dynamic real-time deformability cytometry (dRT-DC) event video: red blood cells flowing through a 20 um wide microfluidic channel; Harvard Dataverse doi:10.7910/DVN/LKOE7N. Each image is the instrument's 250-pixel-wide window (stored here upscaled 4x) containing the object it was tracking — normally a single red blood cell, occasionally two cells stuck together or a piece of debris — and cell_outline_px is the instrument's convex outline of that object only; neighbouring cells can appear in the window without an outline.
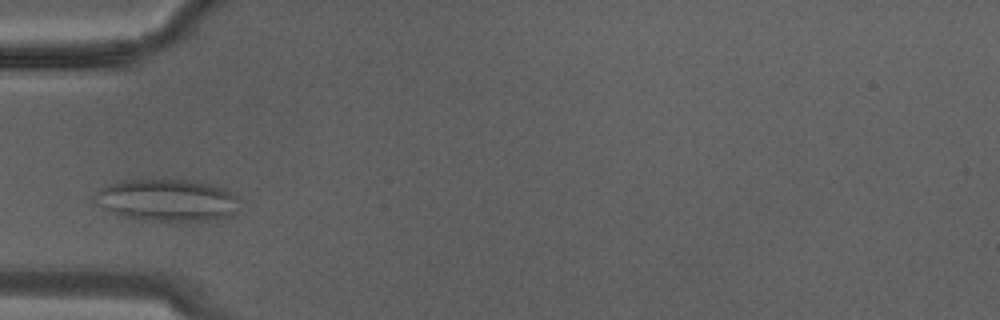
{"species": "Egyptian fruit bat (a non-hibernating species)", "species_latin": "Rousettus aegyptiacus", "temperature_condition": "warm", "stored_images_in_passage": 9, "camera_frame_rate_fps": 3000, "um_per_image_px": 0.085, "animal": {"sex": "male"}, "frame": {"image": 1, "passage_image": 4, "time_ms": 1.0, "image_size_px": [1000, 320], "cell_outline_px": [[240, 212], [224, 220], [144, 220], [120, 216], [112, 212], [92, 200], [92, 196], [100, 188], [108, 184], [120, 180], [152, 176], [156, 176], [196, 180], [212, 184], [224, 188], [240, 196]], "centroid_in_image_um": [14.27, 16.96], "position_along_channel_um": 70.7, "area_um2": 37.4}}